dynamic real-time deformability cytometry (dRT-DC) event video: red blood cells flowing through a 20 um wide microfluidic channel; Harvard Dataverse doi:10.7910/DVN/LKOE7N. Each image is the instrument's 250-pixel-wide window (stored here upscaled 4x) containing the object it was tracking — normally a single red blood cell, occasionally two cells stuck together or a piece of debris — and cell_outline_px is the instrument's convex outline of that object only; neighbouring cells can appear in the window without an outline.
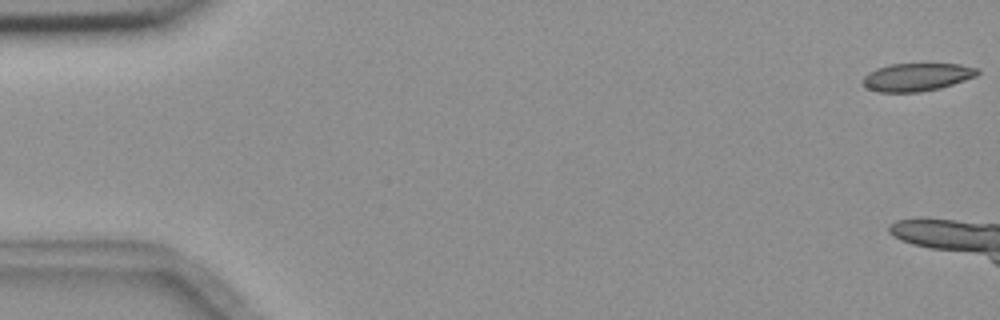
{"species": "common noctule bat (a hibernating species)", "species_latin": "Nyctalus noctula", "temperature_condition": "room temperature", "stored_images_in_passage": 4, "camera_frame_rate_fps": 3000, "um_per_image_px": 0.085, "animal": {"sex": "female", "body_mass_g": 18.4}, "frame": {"image": 1, "passage_image": 1, "time_ms": 0.0, "image_size_px": [1000, 320], "cell_outline_px": [[980, 72], [976, 76], [940, 88], [920, 92], [880, 92], [868, 88], [860, 80], [868, 72], [876, 68], [888, 64], [960, 64], [980, 68]], "centroid_in_image_um": [77.93, 6.54], "position_along_channel_um": 7.1, "area_um2": 18.73}}